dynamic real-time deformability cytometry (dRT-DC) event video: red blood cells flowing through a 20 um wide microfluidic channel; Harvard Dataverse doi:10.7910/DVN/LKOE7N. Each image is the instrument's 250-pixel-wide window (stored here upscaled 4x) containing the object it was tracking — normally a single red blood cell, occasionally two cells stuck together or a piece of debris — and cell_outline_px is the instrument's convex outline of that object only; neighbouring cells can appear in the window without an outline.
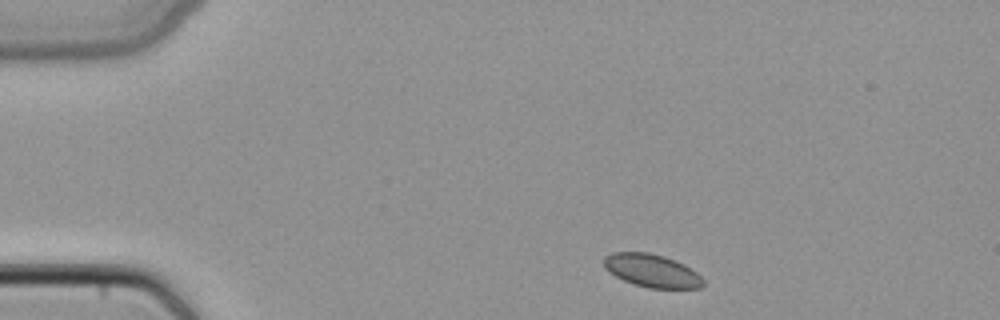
{"species": "common noctule bat (a hibernating species)", "species_latin": "Nyctalus noctula", "temperature_condition": "cold", "stored_images_in_passage": 41, "camera_frame_rate_fps": 3000, "um_per_image_px": 0.085, "animal": {"sex": "female", "body_mass_g": 22.7, "forearm_length_mm": 54.2}, "frame": {"image": 1, "passage_image": 1, "time_ms": 0.0, "image_size_px": [1000, 320], "cell_outline_px": [[704, 284], [700, 288], [648, 288], [624, 280], [608, 272], [604, 268], [604, 256], [612, 252], [648, 252], [664, 256], [676, 260], [684, 264], [696, 272], [704, 280]], "centroid_in_image_um": [55.4, 23.0], "position_along_channel_um": 29.6, "area_um2": 19.13}}
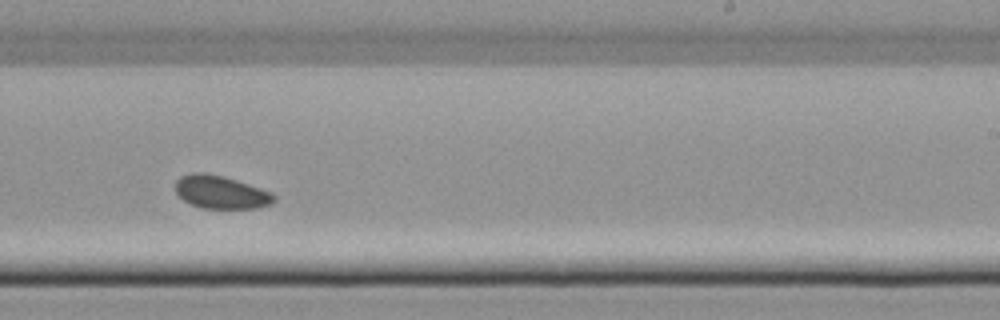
{"frame": {"image": 2, "passage_image": 23, "time_ms": 7.333, "image_size_px": [1000, 320], "cell_outline_px": [[276, 200], [272, 204], [256, 208], [200, 208], [184, 200], [176, 192], [176, 180], [180, 176], [192, 172], [204, 172], [224, 176], [272, 192], [276, 196]], "centroid_in_image_um": [18.79, 16.33], "position_along_channel_um": 270.2, "area_um2": 19.02}}
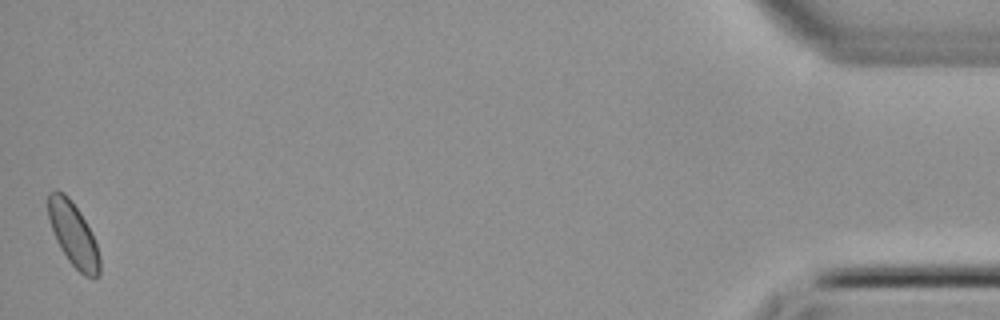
{"frame": {"image": 3, "passage_image": 41, "time_ms": 13.333, "image_size_px": [1000, 320], "cell_outline_px": [[100, 276], [96, 280], [92, 280], [84, 276], [68, 260], [60, 248], [56, 240], [48, 216], [48, 192], [56, 188], [64, 192], [68, 196], [80, 212], [96, 244], [100, 256]], "centroid_in_image_um": [6.23, 19.95], "position_along_channel_um": 429.0, "area_um2": 19.25}}